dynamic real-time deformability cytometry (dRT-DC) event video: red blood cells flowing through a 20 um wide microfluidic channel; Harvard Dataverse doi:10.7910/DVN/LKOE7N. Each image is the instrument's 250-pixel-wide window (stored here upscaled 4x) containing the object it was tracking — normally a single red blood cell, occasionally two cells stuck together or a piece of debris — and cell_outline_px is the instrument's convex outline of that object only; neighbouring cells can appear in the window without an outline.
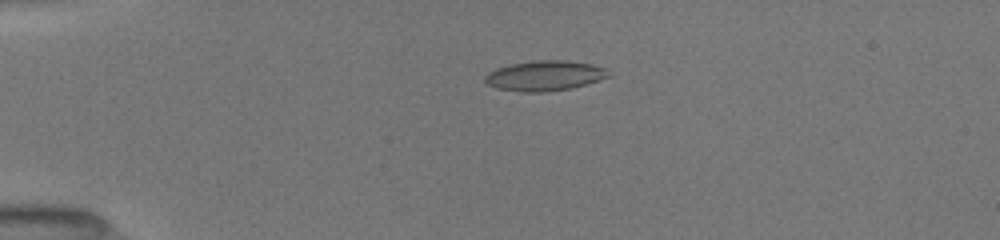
{"species": "common noctule bat (a hibernating species)", "species_latin": "Nyctalus noctula", "temperature_condition": "room temperature", "stored_images_in_passage": 41, "camera_frame_rate_fps": 3000, "um_per_image_px": 0.085, "animal": {"sex": "female", "body_mass_g": 19.5, "forearm_length_mm": 54.1}, "frame": {"image": 1, "passage_image": 28, "time_ms": 4.0, "image_size_px": [1000, 240], "cell_outline_px": [[612, 76], [572, 88], [544, 92], [520, 92], [496, 88], [488, 84], [484, 80], [484, 76], [488, 72], [496, 68], [512, 64], [536, 60], [568, 60], [592, 64], [604, 68]], "centroid_in_image_um": [46.29, 6.44], "position_along_channel_um": 38.7, "area_um2": 21.73}}
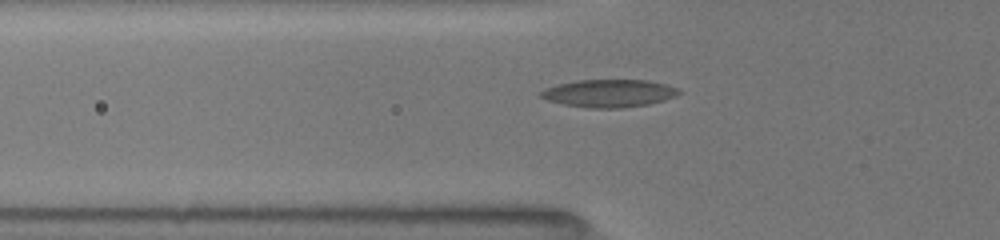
{"frame": {"image": 2, "passage_image": 37, "time_ms": 6.0, "image_size_px": [1000, 240], "cell_outline_px": [[684, 92], [676, 96], [664, 100], [648, 104], [624, 108], [584, 108], [564, 104], [548, 100], [540, 96], [540, 92], [544, 88], [556, 84], [580, 80], [648, 80], [680, 88]], "centroid_in_image_um": [51.79, 7.93], "position_along_channel_um": 74.0, "area_um2": 22.48}}